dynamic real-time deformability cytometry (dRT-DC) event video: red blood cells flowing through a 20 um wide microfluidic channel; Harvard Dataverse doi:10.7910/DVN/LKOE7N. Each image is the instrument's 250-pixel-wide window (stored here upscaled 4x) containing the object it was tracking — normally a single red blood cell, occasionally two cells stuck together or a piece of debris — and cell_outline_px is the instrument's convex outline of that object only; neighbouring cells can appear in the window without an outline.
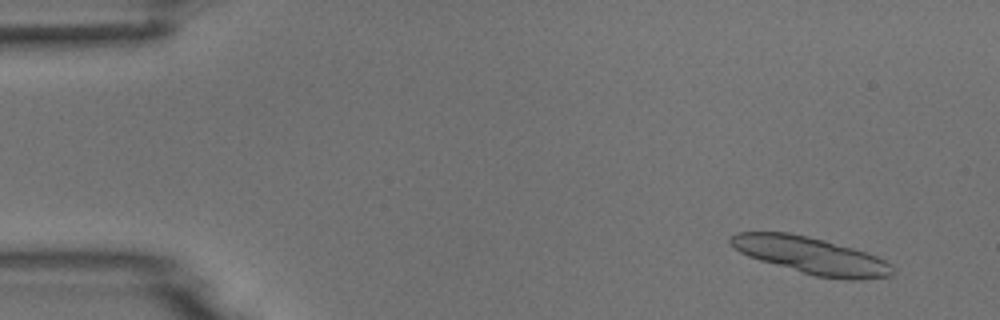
{"species": "common noctule bat (a hibernating species)", "species_latin": "Nyctalus noctula", "temperature_condition": "room temperature", "stored_images_in_passage": 20, "segment_of_instrument_passage": [1, 2], "camera_frame_rate_fps": 3000, "um_per_image_px": 0.085, "animal": {"sex": "male", "body_mass_g": 18.8}, "frame": {"image": 1, "passage_image": 4, "time_ms": 1.0, "image_size_px": [1000, 320], "cell_outline_px": [[896, 272], [892, 276], [860, 280], [844, 280], [816, 276], [760, 260], [748, 256], [732, 248], [728, 240], [736, 232], [788, 232], [808, 236], [824, 240], [868, 252], [892, 264]], "centroid_in_image_um": [68.98, 21.72], "position_along_channel_um": 16.0, "area_um2": 34.97}}